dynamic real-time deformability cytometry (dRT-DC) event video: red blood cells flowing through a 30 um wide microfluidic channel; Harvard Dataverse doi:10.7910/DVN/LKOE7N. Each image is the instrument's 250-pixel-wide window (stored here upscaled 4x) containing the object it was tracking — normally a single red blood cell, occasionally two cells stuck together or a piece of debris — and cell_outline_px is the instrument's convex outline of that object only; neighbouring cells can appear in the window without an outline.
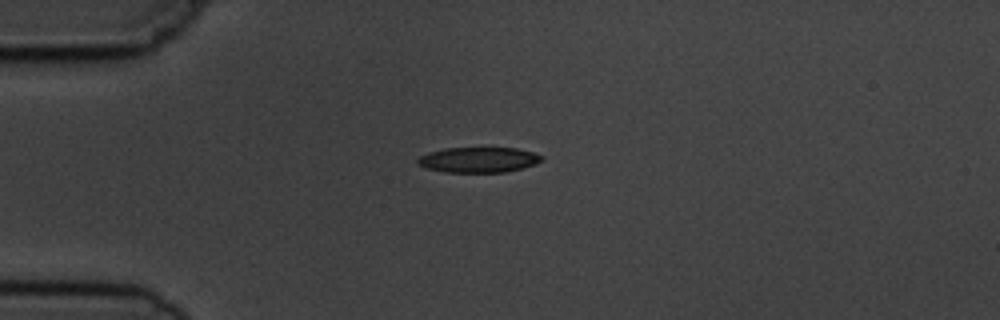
{"species": "common noctule bat (a hibernating species)", "species_latin": "Nyctalus noctula", "temperature_condition": "cold", "stored_images_in_passage": 4, "camera_frame_rate_fps": 3000, "um_per_image_px": 0.085, "animal": {"sex": "male", "body_mass_g": 19.5, "forearm_length_mm": 54.6}, "frame": {"image": 1, "passage_image": 3, "time_ms": 2.333, "image_size_px": [1000, 320], "cell_outline_px": [[544, 156], [536, 164], [504, 172], [444, 172], [428, 168], [416, 164], [416, 160], [420, 156], [428, 152], [444, 148], [516, 148], [532, 152]], "centroid_in_image_um": [40.63, 13.58], "position_along_channel_um": 44.4, "area_um2": 18.21}}